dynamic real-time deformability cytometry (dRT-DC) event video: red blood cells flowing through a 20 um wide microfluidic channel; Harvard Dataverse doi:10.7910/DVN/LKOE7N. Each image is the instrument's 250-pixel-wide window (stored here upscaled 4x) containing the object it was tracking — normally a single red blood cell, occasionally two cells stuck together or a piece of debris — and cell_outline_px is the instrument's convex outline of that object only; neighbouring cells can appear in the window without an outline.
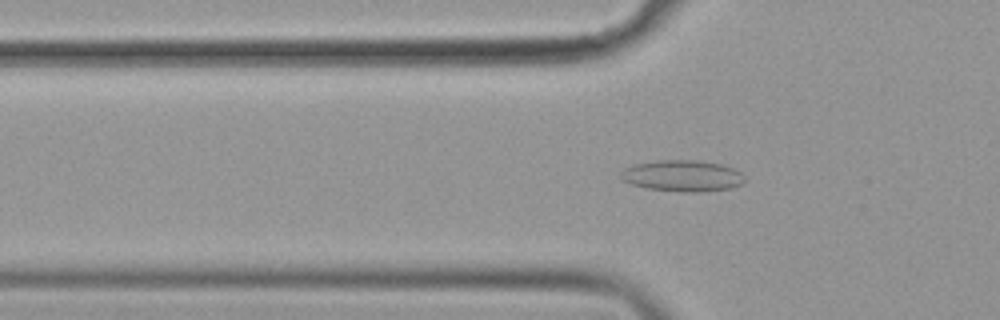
{"species": "common noctule bat (a hibernating species)", "species_latin": "Nyctalus noctula", "temperature_condition": "cold", "stored_images_in_passage": 42, "camera_frame_rate_fps": 3000, "um_per_image_px": 0.085, "animal": {"sex": "female", "body_mass_g": 19.9}, "frame": {"image": 1, "passage_image": 4, "time_ms": 1.0, "image_size_px": [1000, 320], "cell_outline_px": [[744, 180], [740, 184], [732, 188], [700, 192], [684, 192], [648, 188], [632, 184], [624, 180], [620, 176], [620, 172], [624, 168], [632, 164], [656, 160], [696, 160], [720, 164], [732, 168], [740, 172], [744, 176]], "centroid_in_image_um": [57.98, 14.94], "position_along_channel_um": 67.8, "area_um2": 22.54}}
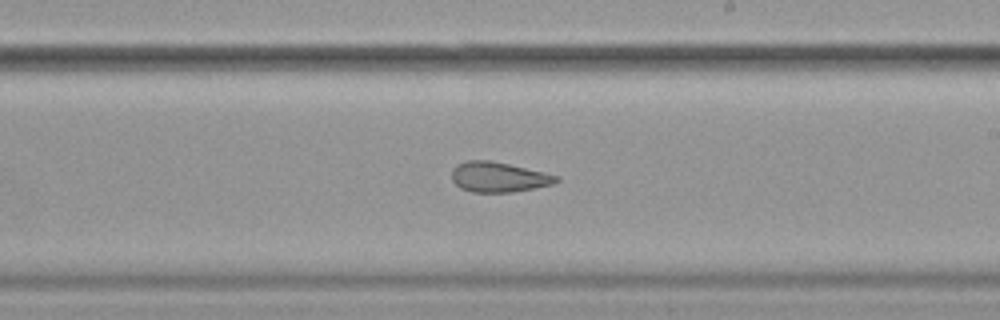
{"frame": {"image": 2, "passage_image": 19, "time_ms": 6.0, "image_size_px": [1000, 320], "cell_outline_px": [[560, 180], [552, 184], [512, 192], [472, 192], [460, 188], [452, 180], [452, 168], [456, 164], [468, 160], [492, 160], [544, 172], [560, 176]], "centroid_in_image_um": [42.36, 15.04], "position_along_channel_um": 246.6, "area_um2": 18.38}}
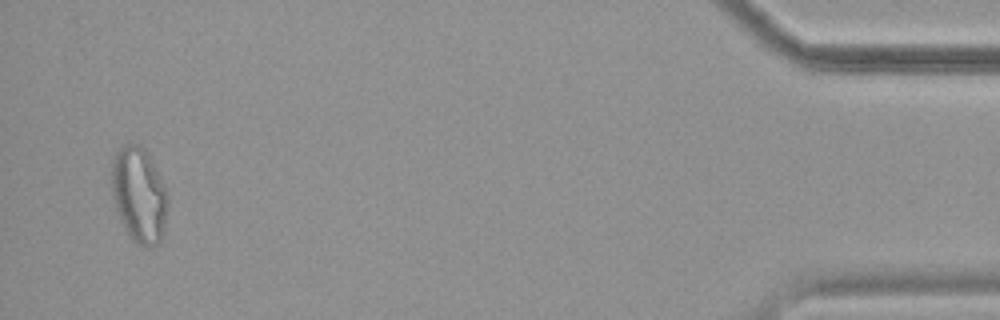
{"frame": {"image": 3, "passage_image": 40, "time_ms": 13.0, "image_size_px": [1000, 320], "cell_outline_px": [[168, 204], [164, 228], [160, 240], [152, 248], [144, 248], [136, 244], [128, 236], [120, 220], [112, 196], [112, 160], [116, 152], [124, 144], [140, 144], [148, 152], [168, 192]], "centroid_in_image_um": [11.83, 16.59], "position_along_channel_um": 423.4, "area_um2": 31.62}, "authors_computed_cell_mechanics": {"area_um2": 20.3167, "velocity_mm_per_s": 3.6048, "shape_relaxation_time_tau1_ms": null, "shape_relaxation_time_tau2_ms": 2.2751, "deformation_change_tau1": null, "deformation_change_tau2": 0.106}}